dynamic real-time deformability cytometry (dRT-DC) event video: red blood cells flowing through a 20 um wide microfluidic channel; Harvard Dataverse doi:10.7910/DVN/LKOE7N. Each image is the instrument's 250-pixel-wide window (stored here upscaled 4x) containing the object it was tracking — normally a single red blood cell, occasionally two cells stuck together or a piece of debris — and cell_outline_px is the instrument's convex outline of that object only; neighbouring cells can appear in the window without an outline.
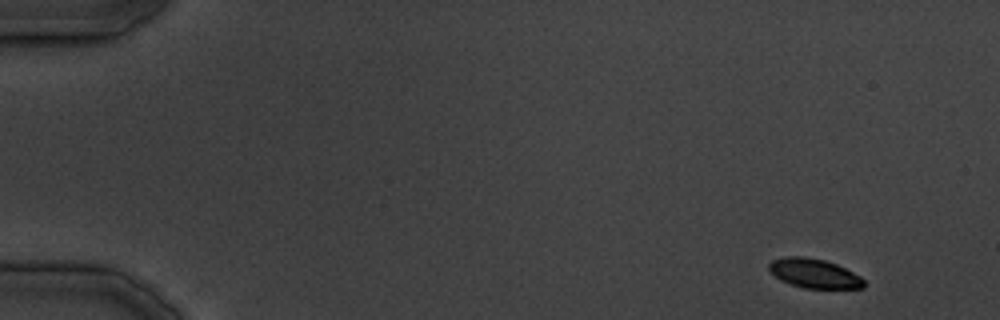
{"species": "common noctule bat (a hibernating species)", "species_latin": "Nyctalus noctula", "temperature_condition": "cold", "stored_images_in_passage": 9, "camera_frame_rate_fps": 3000, "um_per_image_px": 0.085, "animal": {"sex": "male", "body_mass_g": 19.5, "forearm_length_mm": 54.6}, "frame": {"image": 1, "passage_image": 1, "time_ms": 0.0, "image_size_px": [1000, 320], "cell_outline_px": [[864, 288], [804, 288], [780, 280], [768, 268], [768, 264], [772, 260], [784, 256], [804, 256], [824, 260], [836, 264], [860, 276], [864, 280]], "centroid_in_image_um": [69.19, 23.23], "position_along_channel_um": 15.8, "area_um2": 16.07}}